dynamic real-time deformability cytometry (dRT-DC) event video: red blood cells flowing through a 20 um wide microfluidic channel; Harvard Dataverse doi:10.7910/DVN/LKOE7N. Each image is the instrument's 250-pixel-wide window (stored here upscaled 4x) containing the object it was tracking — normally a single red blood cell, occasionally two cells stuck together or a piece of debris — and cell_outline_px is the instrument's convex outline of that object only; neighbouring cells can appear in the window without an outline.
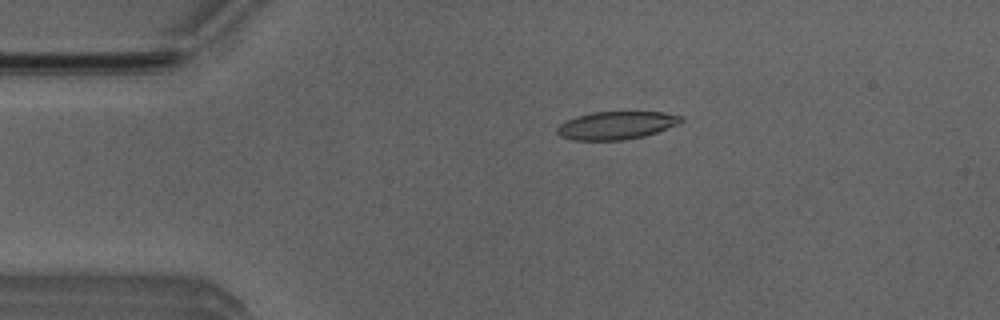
{"species": "Egyptian fruit bat (a non-hibernating species)", "species_latin": "Rousettus aegyptiacus", "temperature_condition": "room temperature", "stored_images_in_passage": 43, "camera_frame_rate_fps": 3000, "um_per_image_px": 0.085, "animal": {"sex": "male"}, "frame": {"image": 1, "passage_image": 2, "time_ms": 0.333, "image_size_px": [1000, 320], "cell_outline_px": [[684, 120], [680, 124], [644, 136], [624, 140], [572, 140], [560, 136], [556, 132], [556, 128], [560, 124], [576, 116], [592, 112], [664, 112], [684, 116]], "centroid_in_image_um": [52.41, 10.65], "position_along_channel_um": 32.6, "area_um2": 20.29}}
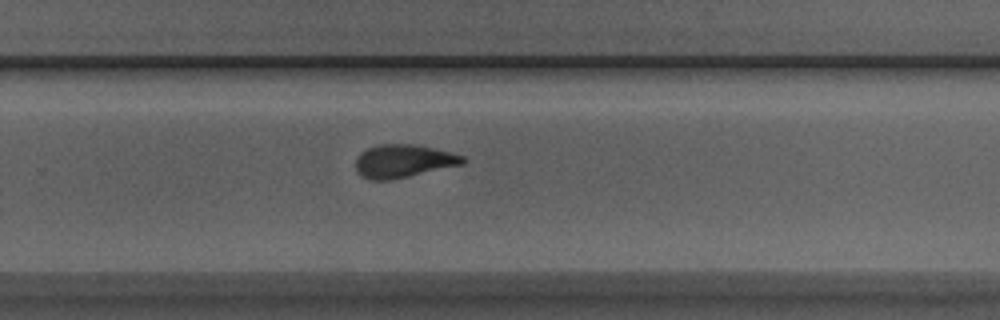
{"frame": {"image": 2, "passage_image": 25, "time_ms": 8.0, "image_size_px": [1000, 320], "cell_outline_px": [[464, 164], [408, 176], [388, 180], [372, 180], [364, 176], [356, 168], [356, 156], [360, 152], [376, 144], [412, 144], [432, 148], [464, 156]], "centroid_in_image_um": [34.26, 13.68], "position_along_channel_um": 295.5, "area_um2": 20.29}}
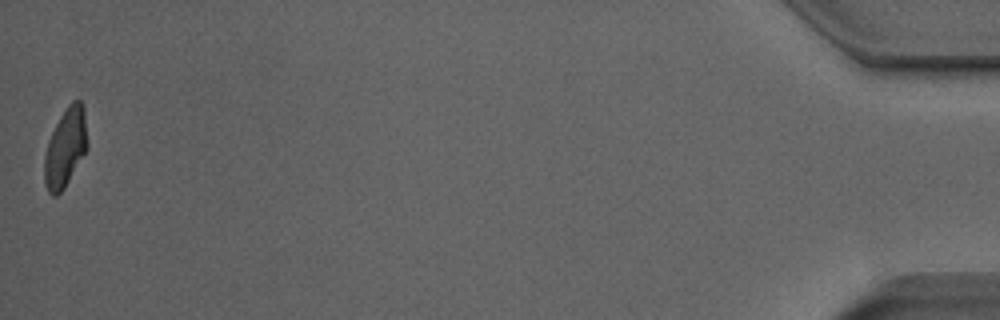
{"frame": {"image": 3, "passage_image": 43, "time_ms": 14.0, "image_size_px": [1000, 320], "cell_outline_px": [[88, 148], [64, 188], [56, 196], [52, 196], [48, 192], [44, 184], [44, 156], [48, 140], [60, 116], [68, 104], [72, 100], [80, 100], [84, 108], [88, 144]], "centroid_in_image_um": [5.56, 12.55], "position_along_channel_um": 429.6, "area_um2": 19.83}, "authors_computed_cell_mechanics": {"area_um2": 20.519, "velocity_mm_per_s": 3.9618, "shape_relaxation_time_tau1_ms": 4.5239, "shape_relaxation_time_tau2_ms": 1.9008, "deformation_change_tau1": 0.1932, "deformation_change_tau2": 0.0967}}